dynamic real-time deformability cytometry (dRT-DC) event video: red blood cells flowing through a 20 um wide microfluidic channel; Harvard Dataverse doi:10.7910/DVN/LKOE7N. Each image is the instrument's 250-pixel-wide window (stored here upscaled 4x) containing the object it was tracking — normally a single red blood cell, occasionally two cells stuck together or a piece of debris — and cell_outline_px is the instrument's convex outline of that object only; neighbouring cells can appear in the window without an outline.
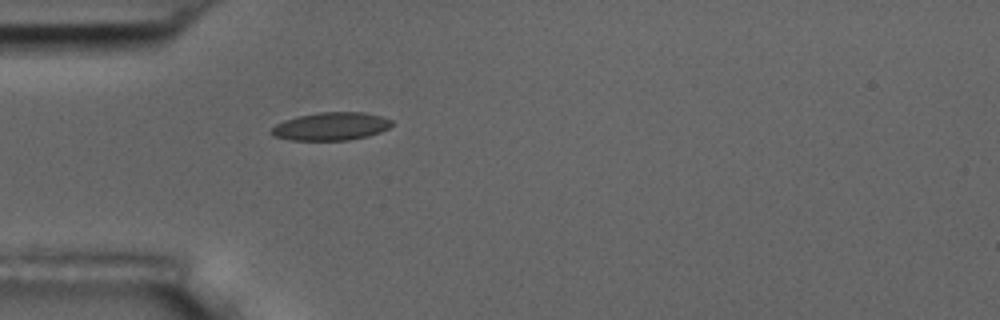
{"species": "common noctule bat (a hibernating species)", "species_latin": "Nyctalus noctula", "temperature_condition": "room temperature", "stored_images_in_passage": 4, "camera_frame_rate_fps": 3000, "um_per_image_px": 0.085, "animal": {"sex": "male", "body_mass_g": 17.5, "forearm_length_mm": 52.3}, "frame": {"image": 1, "passage_image": 4, "time_ms": 4.333, "image_size_px": [1000, 320], "cell_outline_px": [[392, 124], [388, 128], [380, 132], [368, 136], [348, 140], [288, 140], [272, 136], [272, 128], [276, 124], [284, 120], [296, 116], [320, 112], [364, 112], [380, 116], [392, 120]], "centroid_in_image_um": [28.11, 10.74], "position_along_channel_um": 56.9, "area_um2": 19.65}}